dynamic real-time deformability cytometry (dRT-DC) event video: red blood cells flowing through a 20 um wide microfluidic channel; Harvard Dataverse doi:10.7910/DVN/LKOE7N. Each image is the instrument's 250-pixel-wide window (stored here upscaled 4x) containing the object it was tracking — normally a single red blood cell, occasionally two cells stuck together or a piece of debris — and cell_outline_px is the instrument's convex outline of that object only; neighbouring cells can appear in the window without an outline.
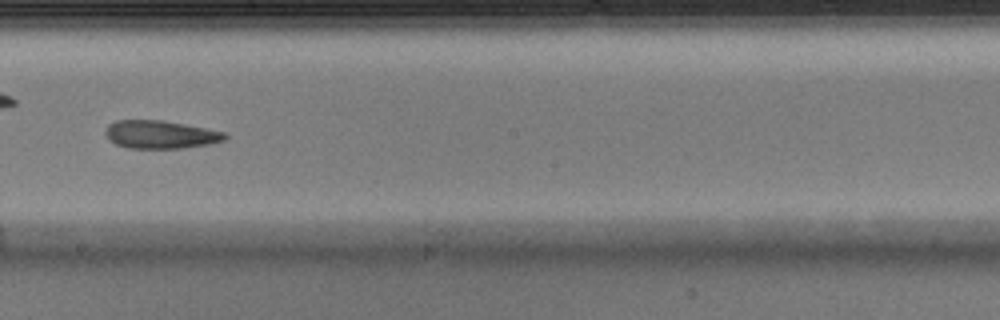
{"species": "Egyptian fruit bat (a non-hibernating species)", "species_latin": "Rousettus aegyptiacus", "temperature_condition": "warm", "stored_images_in_passage": 32, "camera_frame_rate_fps": 3000, "um_per_image_px": 0.085, "animal": {"sex": "male"}, "frame": {"image": 1, "passage_image": 14, "time_ms": 4.333, "image_size_px": [1000, 320], "cell_outline_px": [[228, 136], [224, 140], [208, 144], [180, 148], [128, 148], [116, 144], [108, 140], [104, 132], [108, 124], [116, 120], [164, 120], [224, 132]], "centroid_in_image_um": [13.58, 11.43], "position_along_channel_um": 234.6, "area_um2": 19.48}}